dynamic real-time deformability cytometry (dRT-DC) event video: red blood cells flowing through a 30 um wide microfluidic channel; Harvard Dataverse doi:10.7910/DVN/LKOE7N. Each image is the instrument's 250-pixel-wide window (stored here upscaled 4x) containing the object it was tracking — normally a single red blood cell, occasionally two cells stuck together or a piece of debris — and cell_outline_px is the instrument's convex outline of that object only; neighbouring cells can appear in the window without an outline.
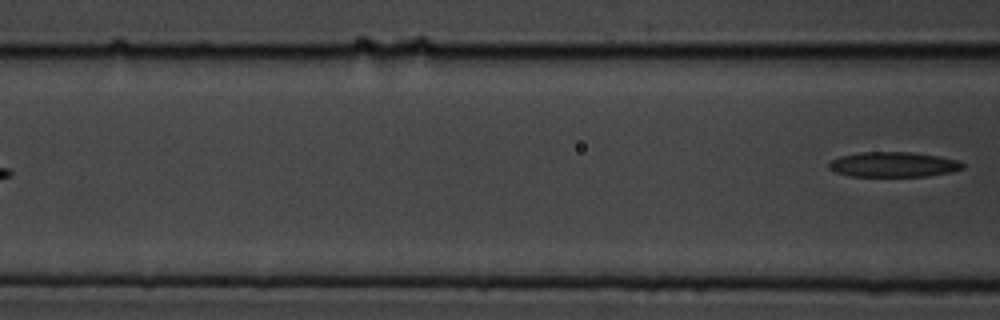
{"species": "common noctule bat (a hibernating species)", "species_latin": "Nyctalus noctula", "temperature_condition": "cold", "stored_images_in_passage": 8, "segment_of_instrument_passage": [2, 2], "camera_frame_rate_fps": 3000, "um_per_image_px": 0.085, "animal": {"sex": "male", "body_mass_g": 19.5, "forearm_length_mm": 54.6}, "frame": {"image": 1, "passage_image": 8, "time_ms": 2.333, "image_size_px": [1000, 320], "cell_outline_px": [[964, 168], [952, 172], [928, 176], [852, 176], [836, 172], [828, 168], [828, 164], [832, 160], [840, 156], [860, 152], [912, 152], [960, 160], [964, 164]], "centroid_in_image_um": [75.96, 13.98], "position_along_channel_um": 90.6, "area_um2": 19.54}}